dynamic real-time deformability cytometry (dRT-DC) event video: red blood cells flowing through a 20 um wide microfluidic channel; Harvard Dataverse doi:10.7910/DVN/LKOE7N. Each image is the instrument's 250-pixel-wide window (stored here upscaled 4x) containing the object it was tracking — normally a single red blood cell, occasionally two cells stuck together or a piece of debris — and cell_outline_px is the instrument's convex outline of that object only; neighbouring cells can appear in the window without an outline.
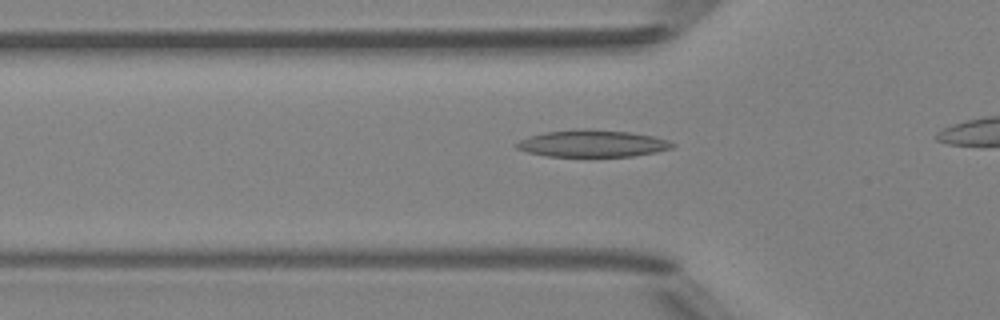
{"species": "Egyptian fruit bat (a non-hibernating species)", "species_latin": "Rousettus aegyptiacus", "temperature_condition": "room temperature", "stored_images_in_passage": 23, "camera_frame_rate_fps": 3000, "um_per_image_px": 0.085, "animal": {"sex": "female"}, "frame": {"image": 1, "passage_image": 9, "time_ms": 2.667, "image_size_px": [1000, 320], "cell_outline_px": [[676, 144], [672, 148], [656, 152], [632, 156], [548, 156], [528, 152], [516, 148], [516, 144], [520, 140], [544, 132], [628, 132], [652, 136], [668, 140]], "centroid_in_image_um": [50.41, 12.25], "position_along_channel_um": 75.4, "area_um2": 23.0}}
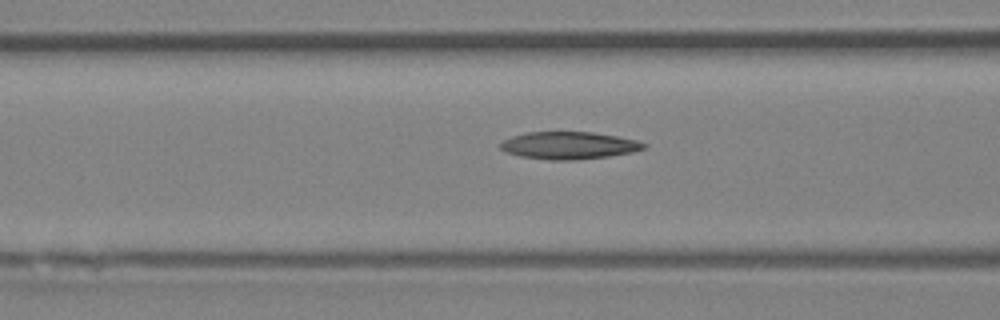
{"frame": {"image": 2, "passage_image": 12, "time_ms": 3.667, "image_size_px": [1000, 320], "cell_outline_px": [[648, 144], [644, 148], [632, 152], [608, 156], [576, 160], [548, 160], [520, 156], [508, 152], [500, 148], [500, 144], [504, 140], [512, 136], [524, 132], [592, 132], [616, 136], [636, 140]], "centroid_in_image_um": [48.35, 12.36], "position_along_channel_um": 118.3, "area_um2": 22.77}}
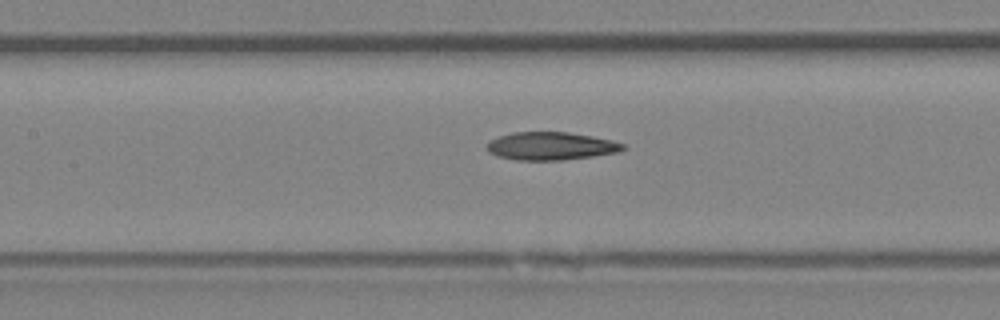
{"frame": {"image": 3, "passage_image": 15, "time_ms": 4.667, "image_size_px": [1000, 320], "cell_outline_px": [[628, 148], [620, 152], [564, 160], [516, 160], [496, 156], [488, 152], [488, 144], [492, 140], [500, 136], [512, 132], [568, 132], [592, 136], [612, 140], [624, 144]], "centroid_in_image_um": [46.87, 12.42], "position_along_channel_um": 160.5, "area_um2": 22.2}}